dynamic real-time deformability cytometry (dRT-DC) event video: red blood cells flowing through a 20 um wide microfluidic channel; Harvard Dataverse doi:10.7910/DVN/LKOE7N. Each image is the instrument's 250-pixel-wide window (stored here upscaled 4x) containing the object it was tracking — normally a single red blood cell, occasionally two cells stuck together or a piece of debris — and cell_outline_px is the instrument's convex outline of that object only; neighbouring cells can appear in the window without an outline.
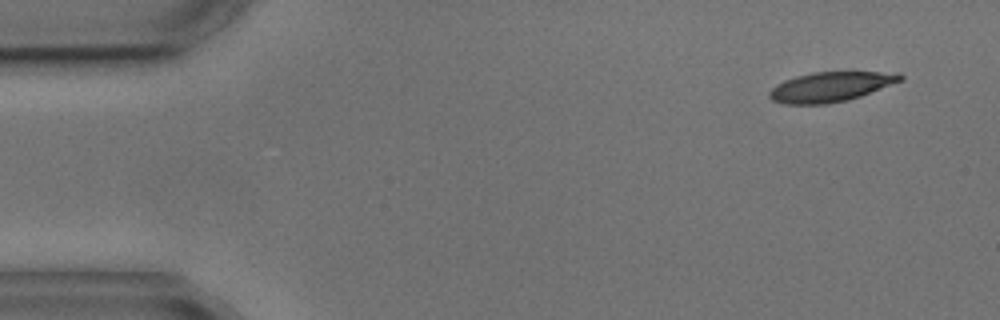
{"species": "common noctule bat (a hibernating species)", "species_latin": "Nyctalus noctula", "temperature_condition": "cold", "stored_images_in_passage": 4, "camera_frame_rate_fps": 3000, "um_per_image_px": 0.085, "animal": {"sex": "male", "body_mass_g": 17.9, "forearm_length_mm": 54.2}, "frame": {"image": 1, "passage_image": 1, "time_ms": 0.0, "image_size_px": [1000, 320], "cell_outline_px": [[904, 80], [860, 96], [848, 100], [828, 104], [784, 104], [772, 100], [768, 96], [768, 92], [772, 88], [784, 80], [796, 76], [812, 72], [900, 72], [904, 76]], "centroid_in_image_um": [70.62, 7.37], "position_along_channel_um": 14.4, "area_um2": 22.83}}